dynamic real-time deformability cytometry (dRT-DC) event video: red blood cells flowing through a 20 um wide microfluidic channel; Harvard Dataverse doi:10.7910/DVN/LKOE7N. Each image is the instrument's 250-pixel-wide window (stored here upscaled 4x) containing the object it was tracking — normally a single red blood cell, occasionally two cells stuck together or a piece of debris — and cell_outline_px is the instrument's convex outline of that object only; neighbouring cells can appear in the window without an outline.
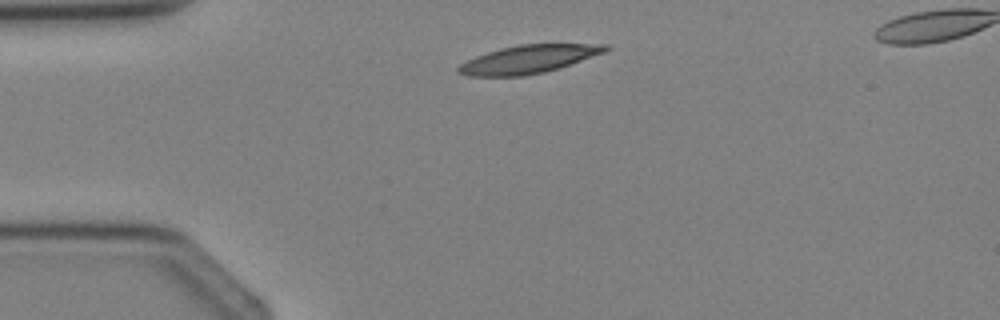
{"species": "Egyptian fruit bat (a non-hibernating species)", "species_latin": "Rousettus aegyptiacus", "temperature_condition": "cold", "stored_images_in_passage": 2, "camera_frame_rate_fps": 3000, "um_per_image_px": 0.085, "animal": {"sex": "female"}, "frame": {"image": 1, "passage_image": 1, "time_ms": 0.0, "image_size_px": [1000, 320], "cell_outline_px": [[612, 48], [604, 52], [560, 68], [544, 72], [524, 76], [468, 76], [456, 72], [456, 68], [460, 64], [476, 56], [500, 48], [520, 44], [608, 44]], "centroid_in_image_um": [44.92, 5.03], "position_along_channel_um": 40.1, "area_um2": 24.1}}